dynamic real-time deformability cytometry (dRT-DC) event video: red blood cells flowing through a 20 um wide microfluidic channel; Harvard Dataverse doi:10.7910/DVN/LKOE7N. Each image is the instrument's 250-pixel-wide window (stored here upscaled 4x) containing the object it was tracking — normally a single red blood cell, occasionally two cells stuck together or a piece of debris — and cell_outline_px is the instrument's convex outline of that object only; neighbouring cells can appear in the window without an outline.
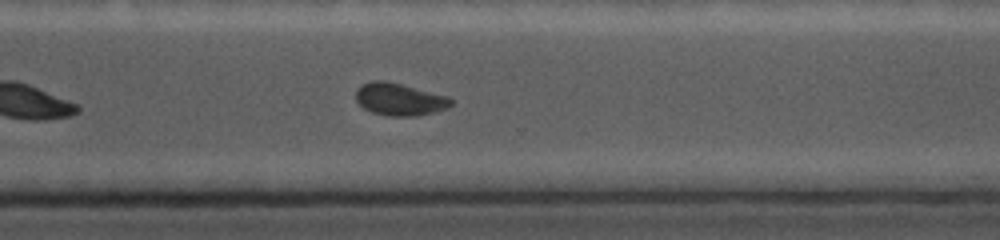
{"species": "common noctule bat (a hibernating species)", "species_latin": "Nyctalus noctula", "temperature_condition": "cold", "stored_images_in_passage": 55, "camera_frame_rate_fps": 5000, "um_per_image_px": 0.085, "animal": {"sex": "female", "body_mass_g": 19.0, "forearm_length_mm": 56.7}, "frame": {"image": 1, "passage_image": 40, "time_ms": 7.8, "image_size_px": [1000, 240], "cell_outline_px": [[452, 104], [448, 108], [416, 116], [388, 116], [372, 112], [364, 108], [356, 100], [356, 88], [372, 80], [384, 80], [448, 96], [452, 100]], "centroid_in_image_um": [33.95, 8.44], "position_along_channel_um": 336.7, "area_um2": 17.8}}